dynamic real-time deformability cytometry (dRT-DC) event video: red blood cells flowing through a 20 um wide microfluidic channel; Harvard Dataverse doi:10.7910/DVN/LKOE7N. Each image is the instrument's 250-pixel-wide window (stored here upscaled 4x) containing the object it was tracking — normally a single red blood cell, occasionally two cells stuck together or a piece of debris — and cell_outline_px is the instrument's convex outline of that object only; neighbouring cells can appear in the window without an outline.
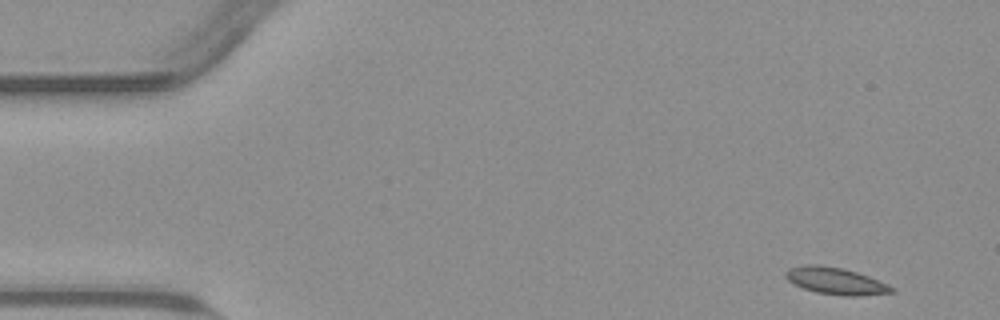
{"species": "common noctule bat (a hibernating species)", "species_latin": "Nyctalus noctula", "temperature_condition": "warm", "stored_images_in_passage": 52, "camera_frame_rate_fps": 3000, "um_per_image_px": 0.085, "animal": {"sex": "male", "body_mass_g": 23.1, "forearm_length_mm": 52.7}, "frame": {"image": 1, "passage_image": 1, "time_ms": 0.0, "image_size_px": [1000, 320], "cell_outline_px": [[896, 292], [860, 296], [844, 296], [816, 292], [804, 288], [788, 280], [784, 276], [784, 272], [788, 268], [804, 264], [820, 264], [840, 268], [856, 272], [868, 276], [888, 284], [896, 288]], "centroid_in_image_um": [71.04, 23.88], "position_along_channel_um": 14.0, "area_um2": 16.7}}
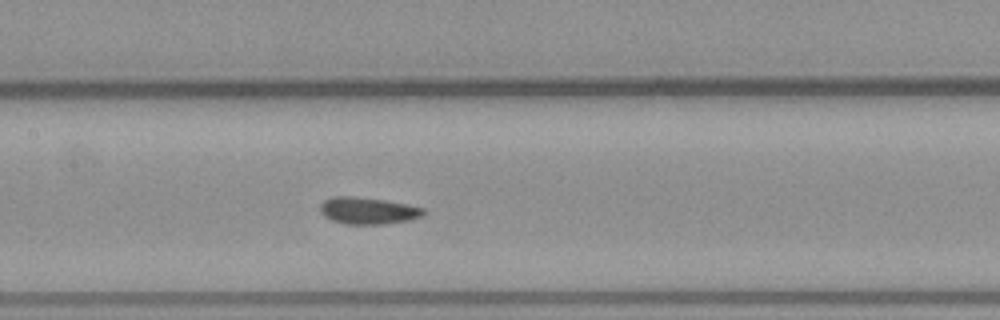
{"frame": {"image": 2, "passage_image": 23, "time_ms": 7.333, "image_size_px": [1000, 320], "cell_outline_px": [[428, 212], [424, 216], [412, 220], [384, 224], [344, 224], [332, 220], [324, 216], [320, 212], [320, 204], [324, 200], [332, 196], [352, 196], [384, 200], [408, 204], [428, 208]], "centroid_in_image_um": [31.35, 17.91], "position_along_channel_um": 176.1, "area_um2": 16.59}}
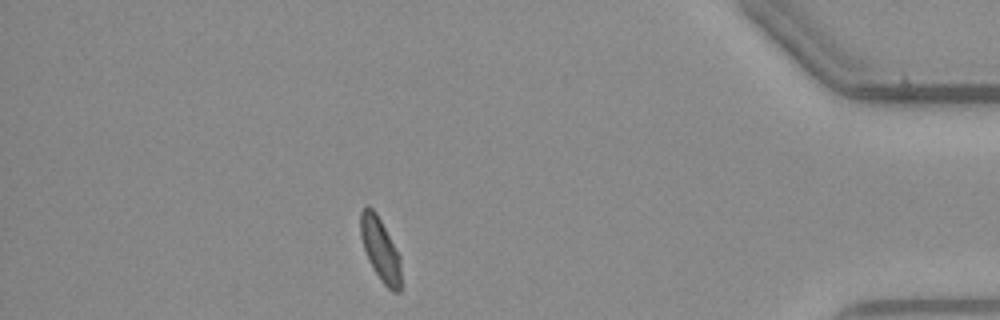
{"frame": {"image": 3, "passage_image": 45, "time_ms": 14.667, "image_size_px": [1000, 320], "cell_outline_px": [[400, 292], [392, 292], [380, 280], [372, 268], [368, 260], [360, 236], [360, 212], [364, 204], [368, 204], [376, 212], [400, 256]], "centroid_in_image_um": [32.3, 21.17], "position_along_channel_um": 402.9, "area_um2": 14.97}, "authors_computed_cell_mechanics": {"area_um2": 15.9817, "velocity_mm_per_s": 3.7596, "shape_relaxation_time_tau1_ms": 3.9931, "shape_relaxation_time_tau2_ms": 1.037, "deformation_change_tau1": 0.0828, "deformation_change_tau2": 0.0527}}